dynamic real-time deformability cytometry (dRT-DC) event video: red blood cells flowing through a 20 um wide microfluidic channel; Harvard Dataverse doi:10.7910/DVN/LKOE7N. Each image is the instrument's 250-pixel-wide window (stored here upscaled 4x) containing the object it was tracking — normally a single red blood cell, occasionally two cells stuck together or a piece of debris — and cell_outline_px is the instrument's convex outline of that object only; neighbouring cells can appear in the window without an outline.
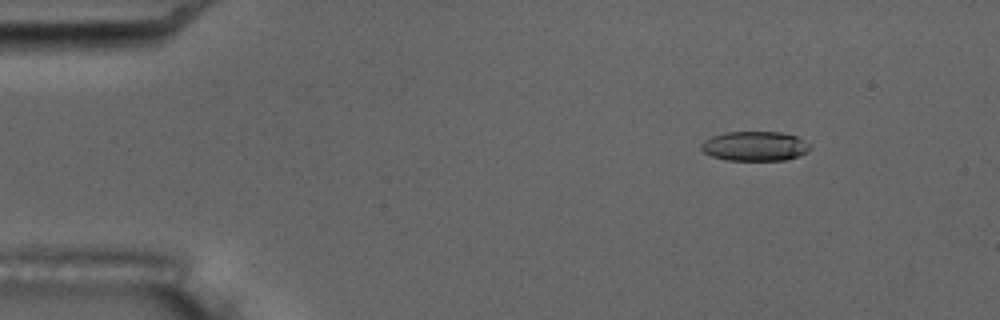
{"species": "common noctule bat (a hibernating species)", "species_latin": "Nyctalus noctula", "temperature_condition": "room temperature", "stored_images_in_passage": 2, "camera_frame_rate_fps": 3000, "um_per_image_px": 0.085, "animal": {"sex": "male", "body_mass_g": 17.5, "forearm_length_mm": 52.3}, "frame": {"image": 1, "passage_image": 1, "time_ms": 0.0, "image_size_px": [1000, 320], "cell_outline_px": [[812, 148], [808, 152], [800, 156], [788, 160], [724, 160], [712, 156], [704, 152], [700, 148], [700, 144], [704, 140], [712, 136], [724, 132], [780, 132], [796, 136], [808, 144]], "centroid_in_image_um": [64.16, 12.43], "position_along_channel_um": 20.8, "area_um2": 18.9}}